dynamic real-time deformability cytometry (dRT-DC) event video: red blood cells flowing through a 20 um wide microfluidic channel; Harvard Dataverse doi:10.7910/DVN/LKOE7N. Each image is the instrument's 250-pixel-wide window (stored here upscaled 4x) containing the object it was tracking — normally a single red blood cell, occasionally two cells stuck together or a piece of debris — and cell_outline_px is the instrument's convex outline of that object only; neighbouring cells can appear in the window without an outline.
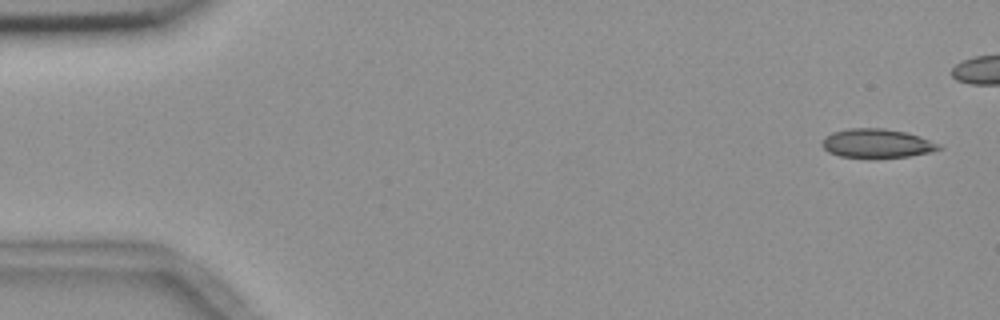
{"species": "common noctule bat (a hibernating species)", "species_latin": "Nyctalus noctula", "temperature_condition": "room temperature", "stored_images_in_passage": 45, "camera_frame_rate_fps": 3000, "um_per_image_px": 0.085, "animal": {"sex": "female", "body_mass_g": 18.4}, "frame": {"image": 1, "passage_image": 2, "time_ms": 0.333, "image_size_px": [1000, 320], "cell_outline_px": [[944, 148], [932, 152], [908, 156], [868, 160], [840, 156], [828, 152], [820, 144], [824, 136], [832, 132], [848, 128], [884, 128], [904, 132], [920, 136], [940, 144]], "centroid_in_image_um": [74.51, 12.22], "position_along_channel_um": 10.5, "area_um2": 20.4}}
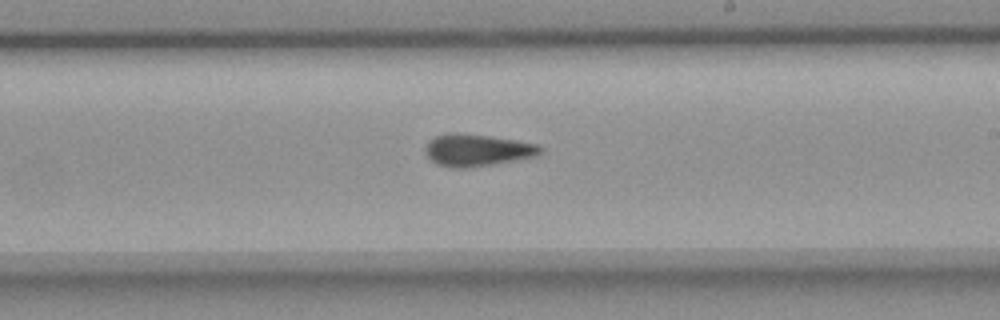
{"frame": {"image": 2, "passage_image": 32, "time_ms": 10.333, "image_size_px": [1000, 320], "cell_outline_px": [[544, 148], [536, 156], [496, 164], [468, 168], [452, 168], [436, 164], [428, 156], [424, 148], [428, 140], [436, 136], [488, 136], [536, 144]], "centroid_in_image_um": [40.58, 12.82], "position_along_channel_um": 248.4, "area_um2": 20.63}}
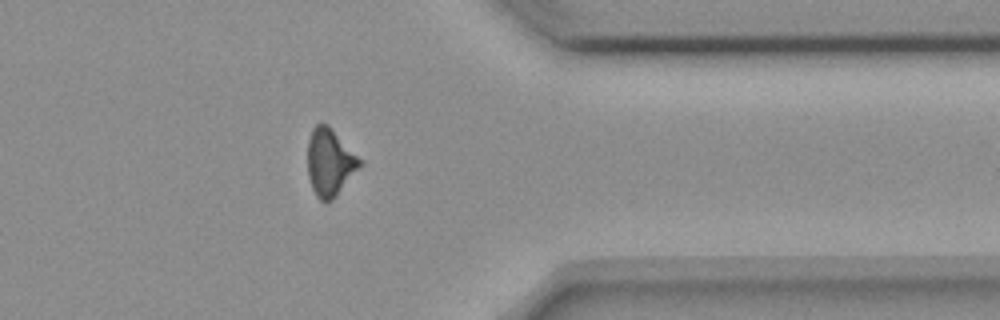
{"frame": {"image": 3, "passage_image": 44, "time_ms": 14.333, "image_size_px": [1000, 320], "cell_outline_px": [[364, 164], [336, 196], [332, 200], [324, 204], [316, 196], [312, 188], [308, 176], [308, 140], [312, 128], [316, 124], [328, 124], [364, 160]], "centroid_in_image_um": [28.08, 13.8], "position_along_channel_um": 383.3, "area_um2": 20.98}}